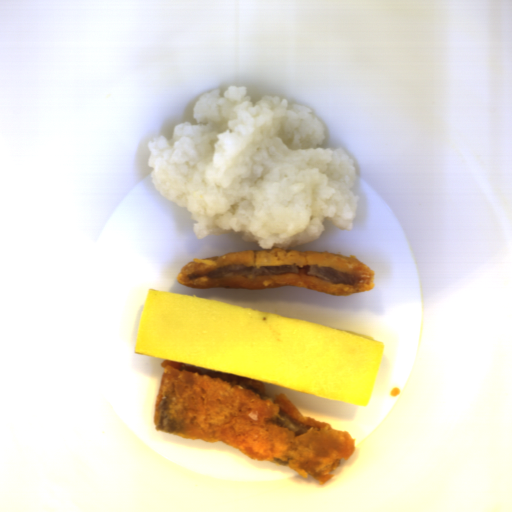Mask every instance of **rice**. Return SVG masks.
Segmentation results:
<instances>
[{
	"label": "rice",
	"mask_w": 512,
	"mask_h": 512,
	"mask_svg": "<svg viewBox=\"0 0 512 512\" xmlns=\"http://www.w3.org/2000/svg\"><path fill=\"white\" fill-rule=\"evenodd\" d=\"M192 115L147 147L154 188L191 212L196 239L239 234L286 250L318 241L326 219L353 229L354 160L321 147L326 129L311 109L280 96L253 103L247 86H229L202 93Z\"/></svg>",
	"instance_id": "rice-1"
}]
</instances>
